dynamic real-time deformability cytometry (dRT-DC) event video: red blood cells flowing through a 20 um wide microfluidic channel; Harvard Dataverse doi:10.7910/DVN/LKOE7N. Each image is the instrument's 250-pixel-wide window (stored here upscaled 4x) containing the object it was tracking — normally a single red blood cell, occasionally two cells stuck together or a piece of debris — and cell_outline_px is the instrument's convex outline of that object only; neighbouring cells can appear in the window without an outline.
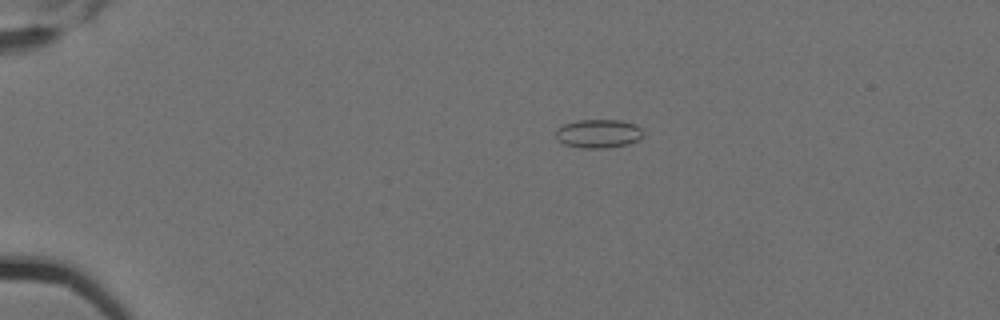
{"species": "Egyptian fruit bat (a non-hibernating species)", "species_latin": "Rousettus aegyptiacus", "temperature_condition": "cold", "stored_images_in_passage": 7, "camera_frame_rate_fps": 3000, "um_per_image_px": 0.085, "animal": {"sex": "female"}, "frame": {"image": 1, "passage_image": 3, "time_ms": 0.667, "image_size_px": [1000, 320], "cell_outline_px": [[644, 132], [640, 140], [628, 144], [604, 148], [580, 148], [564, 144], [556, 136], [556, 128], [564, 124], [580, 120], [620, 120], [636, 124]], "centroid_in_image_um": [50.89, 11.35], "position_along_channel_um": 34.1, "area_um2": 14.62}}